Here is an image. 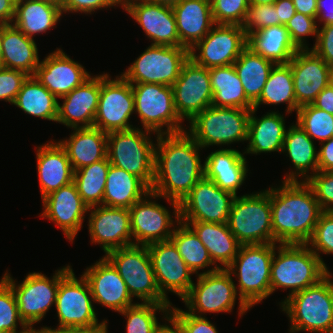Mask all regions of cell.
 I'll return each mask as SVG.
<instances>
[{"mask_svg":"<svg viewBox=\"0 0 333 333\" xmlns=\"http://www.w3.org/2000/svg\"><path fill=\"white\" fill-rule=\"evenodd\" d=\"M233 65L246 97L254 104L260 98L275 63L246 47Z\"/></svg>","mask_w":333,"mask_h":333,"instance_id":"40","label":"cell"},{"mask_svg":"<svg viewBox=\"0 0 333 333\" xmlns=\"http://www.w3.org/2000/svg\"><path fill=\"white\" fill-rule=\"evenodd\" d=\"M122 8L138 22L152 45L184 47L180 43L172 7L144 0H123Z\"/></svg>","mask_w":333,"mask_h":333,"instance_id":"20","label":"cell"},{"mask_svg":"<svg viewBox=\"0 0 333 333\" xmlns=\"http://www.w3.org/2000/svg\"><path fill=\"white\" fill-rule=\"evenodd\" d=\"M107 320H103L101 323L89 325V326H79V327H68L61 331L63 333H108Z\"/></svg>","mask_w":333,"mask_h":333,"instance_id":"62","label":"cell"},{"mask_svg":"<svg viewBox=\"0 0 333 333\" xmlns=\"http://www.w3.org/2000/svg\"><path fill=\"white\" fill-rule=\"evenodd\" d=\"M197 235L209 252L215 265L226 269L237 256L241 244L231 233L227 223L183 222ZM220 263L218 266L215 263Z\"/></svg>","mask_w":333,"mask_h":333,"instance_id":"34","label":"cell"},{"mask_svg":"<svg viewBox=\"0 0 333 333\" xmlns=\"http://www.w3.org/2000/svg\"><path fill=\"white\" fill-rule=\"evenodd\" d=\"M93 209V210H92ZM88 230L92 243L108 252L134 244L128 208L94 206L89 208Z\"/></svg>","mask_w":333,"mask_h":333,"instance_id":"21","label":"cell"},{"mask_svg":"<svg viewBox=\"0 0 333 333\" xmlns=\"http://www.w3.org/2000/svg\"><path fill=\"white\" fill-rule=\"evenodd\" d=\"M329 273L319 283L296 292L281 302L288 315L290 332H333V281Z\"/></svg>","mask_w":333,"mask_h":333,"instance_id":"5","label":"cell"},{"mask_svg":"<svg viewBox=\"0 0 333 333\" xmlns=\"http://www.w3.org/2000/svg\"><path fill=\"white\" fill-rule=\"evenodd\" d=\"M87 280L94 302L118 313L135 305L117 269L104 256L82 274Z\"/></svg>","mask_w":333,"mask_h":333,"instance_id":"24","label":"cell"},{"mask_svg":"<svg viewBox=\"0 0 333 333\" xmlns=\"http://www.w3.org/2000/svg\"><path fill=\"white\" fill-rule=\"evenodd\" d=\"M277 249L278 252L274 249L271 262V294L279 288H290V296L316 285L329 274L307 244H279Z\"/></svg>","mask_w":333,"mask_h":333,"instance_id":"4","label":"cell"},{"mask_svg":"<svg viewBox=\"0 0 333 333\" xmlns=\"http://www.w3.org/2000/svg\"><path fill=\"white\" fill-rule=\"evenodd\" d=\"M251 110L209 106L189 123L187 131L203 149L213 145H228L247 141Z\"/></svg>","mask_w":333,"mask_h":333,"instance_id":"8","label":"cell"},{"mask_svg":"<svg viewBox=\"0 0 333 333\" xmlns=\"http://www.w3.org/2000/svg\"><path fill=\"white\" fill-rule=\"evenodd\" d=\"M210 1L215 24H243L250 5L249 0Z\"/></svg>","mask_w":333,"mask_h":333,"instance_id":"49","label":"cell"},{"mask_svg":"<svg viewBox=\"0 0 333 333\" xmlns=\"http://www.w3.org/2000/svg\"><path fill=\"white\" fill-rule=\"evenodd\" d=\"M290 64L294 93L299 107L312 104L317 95L331 83L329 65L312 50H298Z\"/></svg>","mask_w":333,"mask_h":333,"instance_id":"23","label":"cell"},{"mask_svg":"<svg viewBox=\"0 0 333 333\" xmlns=\"http://www.w3.org/2000/svg\"><path fill=\"white\" fill-rule=\"evenodd\" d=\"M205 177L219 188L237 196V190L246 180L248 166L244 155L236 149L211 152L204 162Z\"/></svg>","mask_w":333,"mask_h":333,"instance_id":"31","label":"cell"},{"mask_svg":"<svg viewBox=\"0 0 333 333\" xmlns=\"http://www.w3.org/2000/svg\"><path fill=\"white\" fill-rule=\"evenodd\" d=\"M172 9L180 43L189 50L215 25L210 0H181Z\"/></svg>","mask_w":333,"mask_h":333,"instance_id":"30","label":"cell"},{"mask_svg":"<svg viewBox=\"0 0 333 333\" xmlns=\"http://www.w3.org/2000/svg\"><path fill=\"white\" fill-rule=\"evenodd\" d=\"M92 302L93 296L83 275L77 279L69 265L60 269V283L55 301L59 326L54 329L98 324Z\"/></svg>","mask_w":333,"mask_h":333,"instance_id":"12","label":"cell"},{"mask_svg":"<svg viewBox=\"0 0 333 333\" xmlns=\"http://www.w3.org/2000/svg\"><path fill=\"white\" fill-rule=\"evenodd\" d=\"M296 123L312 140H320L319 143L333 137V115L315 107L313 104L298 108Z\"/></svg>","mask_w":333,"mask_h":333,"instance_id":"46","label":"cell"},{"mask_svg":"<svg viewBox=\"0 0 333 333\" xmlns=\"http://www.w3.org/2000/svg\"><path fill=\"white\" fill-rule=\"evenodd\" d=\"M101 92V75L89 77L80 86L60 97L58 123L70 128L93 127ZM81 124V125H80ZM80 125V126H79Z\"/></svg>","mask_w":333,"mask_h":333,"instance_id":"27","label":"cell"},{"mask_svg":"<svg viewBox=\"0 0 333 333\" xmlns=\"http://www.w3.org/2000/svg\"><path fill=\"white\" fill-rule=\"evenodd\" d=\"M2 279L12 288L19 315L30 329L44 318L53 304L55 305L60 283L59 269L55 271L52 279L41 272L29 273L18 286L8 272H5Z\"/></svg>","mask_w":333,"mask_h":333,"instance_id":"14","label":"cell"},{"mask_svg":"<svg viewBox=\"0 0 333 333\" xmlns=\"http://www.w3.org/2000/svg\"><path fill=\"white\" fill-rule=\"evenodd\" d=\"M151 131L134 128L107 133L110 164L142 179L150 188L154 180L155 144Z\"/></svg>","mask_w":333,"mask_h":333,"instance_id":"7","label":"cell"},{"mask_svg":"<svg viewBox=\"0 0 333 333\" xmlns=\"http://www.w3.org/2000/svg\"><path fill=\"white\" fill-rule=\"evenodd\" d=\"M315 107L333 115V84H328L312 103Z\"/></svg>","mask_w":333,"mask_h":333,"instance_id":"59","label":"cell"},{"mask_svg":"<svg viewBox=\"0 0 333 333\" xmlns=\"http://www.w3.org/2000/svg\"><path fill=\"white\" fill-rule=\"evenodd\" d=\"M316 22V18L296 12L286 24L290 39L298 50L310 49L304 39L310 35L317 37Z\"/></svg>","mask_w":333,"mask_h":333,"instance_id":"51","label":"cell"},{"mask_svg":"<svg viewBox=\"0 0 333 333\" xmlns=\"http://www.w3.org/2000/svg\"><path fill=\"white\" fill-rule=\"evenodd\" d=\"M105 257L117 269L128 291L143 303L171 304L160 293L145 245H130L112 250Z\"/></svg>","mask_w":333,"mask_h":333,"instance_id":"9","label":"cell"},{"mask_svg":"<svg viewBox=\"0 0 333 333\" xmlns=\"http://www.w3.org/2000/svg\"><path fill=\"white\" fill-rule=\"evenodd\" d=\"M279 105L286 103V112L297 113L294 93V81L290 64H275L269 74L260 98L253 104L258 109L260 104Z\"/></svg>","mask_w":333,"mask_h":333,"instance_id":"42","label":"cell"},{"mask_svg":"<svg viewBox=\"0 0 333 333\" xmlns=\"http://www.w3.org/2000/svg\"><path fill=\"white\" fill-rule=\"evenodd\" d=\"M155 147L154 180L151 187L153 198L162 197L171 202L175 222L180 221L179 203L205 176L201 164V147L185 130L172 134L157 135Z\"/></svg>","mask_w":333,"mask_h":333,"instance_id":"1","label":"cell"},{"mask_svg":"<svg viewBox=\"0 0 333 333\" xmlns=\"http://www.w3.org/2000/svg\"><path fill=\"white\" fill-rule=\"evenodd\" d=\"M256 111L257 109L252 108L250 112L247 132L249 143L243 154L282 152L287 132L283 115L271 111L256 118Z\"/></svg>","mask_w":333,"mask_h":333,"instance_id":"32","label":"cell"},{"mask_svg":"<svg viewBox=\"0 0 333 333\" xmlns=\"http://www.w3.org/2000/svg\"><path fill=\"white\" fill-rule=\"evenodd\" d=\"M278 243L241 245L226 268L238 278L239 316L271 295V262Z\"/></svg>","mask_w":333,"mask_h":333,"instance_id":"3","label":"cell"},{"mask_svg":"<svg viewBox=\"0 0 333 333\" xmlns=\"http://www.w3.org/2000/svg\"><path fill=\"white\" fill-rule=\"evenodd\" d=\"M282 152H286L296 171H290L284 181H298L301 177L304 182L318 171V151L314 141L296 123L289 127L283 142ZM311 169L310 175L308 171ZM308 173V174H307Z\"/></svg>","mask_w":333,"mask_h":333,"instance_id":"36","label":"cell"},{"mask_svg":"<svg viewBox=\"0 0 333 333\" xmlns=\"http://www.w3.org/2000/svg\"><path fill=\"white\" fill-rule=\"evenodd\" d=\"M90 76L81 64L59 48L40 62L34 75L58 99L80 86Z\"/></svg>","mask_w":333,"mask_h":333,"instance_id":"26","label":"cell"},{"mask_svg":"<svg viewBox=\"0 0 333 333\" xmlns=\"http://www.w3.org/2000/svg\"><path fill=\"white\" fill-rule=\"evenodd\" d=\"M270 187L274 243L307 244L323 212L312 188L304 181H283Z\"/></svg>","mask_w":333,"mask_h":333,"instance_id":"2","label":"cell"},{"mask_svg":"<svg viewBox=\"0 0 333 333\" xmlns=\"http://www.w3.org/2000/svg\"><path fill=\"white\" fill-rule=\"evenodd\" d=\"M58 103L44 85L34 76H28L13 104L29 115L56 122Z\"/></svg>","mask_w":333,"mask_h":333,"instance_id":"41","label":"cell"},{"mask_svg":"<svg viewBox=\"0 0 333 333\" xmlns=\"http://www.w3.org/2000/svg\"><path fill=\"white\" fill-rule=\"evenodd\" d=\"M135 112L132 85L121 75L111 80L101 75V92L93 127L105 133L134 129L129 118Z\"/></svg>","mask_w":333,"mask_h":333,"instance_id":"15","label":"cell"},{"mask_svg":"<svg viewBox=\"0 0 333 333\" xmlns=\"http://www.w3.org/2000/svg\"><path fill=\"white\" fill-rule=\"evenodd\" d=\"M306 183L312 188L322 211L333 212V171H317Z\"/></svg>","mask_w":333,"mask_h":333,"instance_id":"52","label":"cell"},{"mask_svg":"<svg viewBox=\"0 0 333 333\" xmlns=\"http://www.w3.org/2000/svg\"><path fill=\"white\" fill-rule=\"evenodd\" d=\"M62 8L41 0H16L15 20L12 23L24 35L46 32L56 26L62 16Z\"/></svg>","mask_w":333,"mask_h":333,"instance_id":"37","label":"cell"},{"mask_svg":"<svg viewBox=\"0 0 333 333\" xmlns=\"http://www.w3.org/2000/svg\"><path fill=\"white\" fill-rule=\"evenodd\" d=\"M144 1L173 7L181 0H144Z\"/></svg>","mask_w":333,"mask_h":333,"instance_id":"65","label":"cell"},{"mask_svg":"<svg viewBox=\"0 0 333 333\" xmlns=\"http://www.w3.org/2000/svg\"><path fill=\"white\" fill-rule=\"evenodd\" d=\"M1 67L21 70L34 76L40 64L33 38L24 35L13 24L0 25Z\"/></svg>","mask_w":333,"mask_h":333,"instance_id":"28","label":"cell"},{"mask_svg":"<svg viewBox=\"0 0 333 333\" xmlns=\"http://www.w3.org/2000/svg\"><path fill=\"white\" fill-rule=\"evenodd\" d=\"M171 304L136 303L126 308L121 314L127 319L126 333H155L161 326L156 318V311L164 313V319L169 317Z\"/></svg>","mask_w":333,"mask_h":333,"instance_id":"45","label":"cell"},{"mask_svg":"<svg viewBox=\"0 0 333 333\" xmlns=\"http://www.w3.org/2000/svg\"><path fill=\"white\" fill-rule=\"evenodd\" d=\"M131 85L135 112L145 130L153 131L156 135L185 131L174 106L171 86L150 83ZM164 126L167 127L166 131L162 129Z\"/></svg>","mask_w":333,"mask_h":333,"instance_id":"11","label":"cell"},{"mask_svg":"<svg viewBox=\"0 0 333 333\" xmlns=\"http://www.w3.org/2000/svg\"><path fill=\"white\" fill-rule=\"evenodd\" d=\"M110 166L108 157L74 171L73 183L89 207L103 205V196Z\"/></svg>","mask_w":333,"mask_h":333,"instance_id":"43","label":"cell"},{"mask_svg":"<svg viewBox=\"0 0 333 333\" xmlns=\"http://www.w3.org/2000/svg\"><path fill=\"white\" fill-rule=\"evenodd\" d=\"M316 42L311 50L328 65L333 63V24L318 28Z\"/></svg>","mask_w":333,"mask_h":333,"instance_id":"56","label":"cell"},{"mask_svg":"<svg viewBox=\"0 0 333 333\" xmlns=\"http://www.w3.org/2000/svg\"><path fill=\"white\" fill-rule=\"evenodd\" d=\"M307 245H311L310 249L321 259L324 267L330 273L320 254H333V212L323 211L320 214L314 233Z\"/></svg>","mask_w":333,"mask_h":333,"instance_id":"48","label":"cell"},{"mask_svg":"<svg viewBox=\"0 0 333 333\" xmlns=\"http://www.w3.org/2000/svg\"><path fill=\"white\" fill-rule=\"evenodd\" d=\"M276 0H249V4H274Z\"/></svg>","mask_w":333,"mask_h":333,"instance_id":"67","label":"cell"},{"mask_svg":"<svg viewBox=\"0 0 333 333\" xmlns=\"http://www.w3.org/2000/svg\"><path fill=\"white\" fill-rule=\"evenodd\" d=\"M151 192L139 177L110 164L105 184L103 206L130 208Z\"/></svg>","mask_w":333,"mask_h":333,"instance_id":"35","label":"cell"},{"mask_svg":"<svg viewBox=\"0 0 333 333\" xmlns=\"http://www.w3.org/2000/svg\"><path fill=\"white\" fill-rule=\"evenodd\" d=\"M189 54L186 47L151 44L121 76L131 84L172 86Z\"/></svg>","mask_w":333,"mask_h":333,"instance_id":"10","label":"cell"},{"mask_svg":"<svg viewBox=\"0 0 333 333\" xmlns=\"http://www.w3.org/2000/svg\"><path fill=\"white\" fill-rule=\"evenodd\" d=\"M227 225L241 245L274 243L270 189L235 196Z\"/></svg>","mask_w":333,"mask_h":333,"instance_id":"6","label":"cell"},{"mask_svg":"<svg viewBox=\"0 0 333 333\" xmlns=\"http://www.w3.org/2000/svg\"><path fill=\"white\" fill-rule=\"evenodd\" d=\"M171 87L174 106L181 120L186 118L190 122L211 106L213 91L209 69L196 64L191 58L184 63L179 77Z\"/></svg>","mask_w":333,"mask_h":333,"instance_id":"18","label":"cell"},{"mask_svg":"<svg viewBox=\"0 0 333 333\" xmlns=\"http://www.w3.org/2000/svg\"><path fill=\"white\" fill-rule=\"evenodd\" d=\"M147 249L161 295L168 300L167 293L171 291L183 299L193 284V272L177 247L171 240H167L151 243Z\"/></svg>","mask_w":333,"mask_h":333,"instance_id":"19","label":"cell"},{"mask_svg":"<svg viewBox=\"0 0 333 333\" xmlns=\"http://www.w3.org/2000/svg\"><path fill=\"white\" fill-rule=\"evenodd\" d=\"M316 19L323 22V26L333 24V0H317Z\"/></svg>","mask_w":333,"mask_h":333,"instance_id":"60","label":"cell"},{"mask_svg":"<svg viewBox=\"0 0 333 333\" xmlns=\"http://www.w3.org/2000/svg\"><path fill=\"white\" fill-rule=\"evenodd\" d=\"M247 47L241 25L215 24L190 50L189 58L207 69L233 64ZM199 51L198 54H196Z\"/></svg>","mask_w":333,"mask_h":333,"instance_id":"17","label":"cell"},{"mask_svg":"<svg viewBox=\"0 0 333 333\" xmlns=\"http://www.w3.org/2000/svg\"><path fill=\"white\" fill-rule=\"evenodd\" d=\"M41 1H46V2H49V3H52V4H56L58 6L61 7L62 3H63V0H41Z\"/></svg>","mask_w":333,"mask_h":333,"instance_id":"68","label":"cell"},{"mask_svg":"<svg viewBox=\"0 0 333 333\" xmlns=\"http://www.w3.org/2000/svg\"><path fill=\"white\" fill-rule=\"evenodd\" d=\"M274 25H277L274 4H250L241 26L248 37L251 33Z\"/></svg>","mask_w":333,"mask_h":333,"instance_id":"50","label":"cell"},{"mask_svg":"<svg viewBox=\"0 0 333 333\" xmlns=\"http://www.w3.org/2000/svg\"><path fill=\"white\" fill-rule=\"evenodd\" d=\"M330 70V81L333 84V63L329 65Z\"/></svg>","mask_w":333,"mask_h":333,"instance_id":"69","label":"cell"},{"mask_svg":"<svg viewBox=\"0 0 333 333\" xmlns=\"http://www.w3.org/2000/svg\"><path fill=\"white\" fill-rule=\"evenodd\" d=\"M123 0H63L61 5L62 12H81L85 14H92V12L98 9H105L111 6H117L121 4Z\"/></svg>","mask_w":333,"mask_h":333,"instance_id":"55","label":"cell"},{"mask_svg":"<svg viewBox=\"0 0 333 333\" xmlns=\"http://www.w3.org/2000/svg\"><path fill=\"white\" fill-rule=\"evenodd\" d=\"M212 106L251 110L253 103L246 97L234 65L209 68Z\"/></svg>","mask_w":333,"mask_h":333,"instance_id":"39","label":"cell"},{"mask_svg":"<svg viewBox=\"0 0 333 333\" xmlns=\"http://www.w3.org/2000/svg\"><path fill=\"white\" fill-rule=\"evenodd\" d=\"M176 225L170 240L177 247L178 252L187 264L188 268L199 275L198 270L210 267L214 263L204 244L197 237L196 233L185 223L179 221Z\"/></svg>","mask_w":333,"mask_h":333,"instance_id":"44","label":"cell"},{"mask_svg":"<svg viewBox=\"0 0 333 333\" xmlns=\"http://www.w3.org/2000/svg\"><path fill=\"white\" fill-rule=\"evenodd\" d=\"M277 12V25H285L295 15L296 9L292 0H276L274 3Z\"/></svg>","mask_w":333,"mask_h":333,"instance_id":"58","label":"cell"},{"mask_svg":"<svg viewBox=\"0 0 333 333\" xmlns=\"http://www.w3.org/2000/svg\"><path fill=\"white\" fill-rule=\"evenodd\" d=\"M231 276L226 269L219 267L200 273L197 284L193 283L182 299L188 308L186 311L201 317L206 312H232L238 294Z\"/></svg>","mask_w":333,"mask_h":333,"instance_id":"13","label":"cell"},{"mask_svg":"<svg viewBox=\"0 0 333 333\" xmlns=\"http://www.w3.org/2000/svg\"><path fill=\"white\" fill-rule=\"evenodd\" d=\"M36 158L42 198L73 182L74 170L59 142L38 146Z\"/></svg>","mask_w":333,"mask_h":333,"instance_id":"29","label":"cell"},{"mask_svg":"<svg viewBox=\"0 0 333 333\" xmlns=\"http://www.w3.org/2000/svg\"><path fill=\"white\" fill-rule=\"evenodd\" d=\"M168 321V323H170L171 325H161L156 331L155 333H182L180 327L177 325V323L170 317H168L166 319Z\"/></svg>","mask_w":333,"mask_h":333,"instance_id":"64","label":"cell"},{"mask_svg":"<svg viewBox=\"0 0 333 333\" xmlns=\"http://www.w3.org/2000/svg\"><path fill=\"white\" fill-rule=\"evenodd\" d=\"M234 198L204 176L179 203L180 221L227 223Z\"/></svg>","mask_w":333,"mask_h":333,"instance_id":"16","label":"cell"},{"mask_svg":"<svg viewBox=\"0 0 333 333\" xmlns=\"http://www.w3.org/2000/svg\"><path fill=\"white\" fill-rule=\"evenodd\" d=\"M44 210L42 218L54 221L64 232L69 241L73 242L81 230L85 213L89 207L79 195L75 184L61 187L42 198Z\"/></svg>","mask_w":333,"mask_h":333,"instance_id":"25","label":"cell"},{"mask_svg":"<svg viewBox=\"0 0 333 333\" xmlns=\"http://www.w3.org/2000/svg\"><path fill=\"white\" fill-rule=\"evenodd\" d=\"M15 8L16 0H0V25L13 23Z\"/></svg>","mask_w":333,"mask_h":333,"instance_id":"61","label":"cell"},{"mask_svg":"<svg viewBox=\"0 0 333 333\" xmlns=\"http://www.w3.org/2000/svg\"><path fill=\"white\" fill-rule=\"evenodd\" d=\"M31 333H63L59 329H52V327H42L40 330L34 329V327L31 328Z\"/></svg>","mask_w":333,"mask_h":333,"instance_id":"66","label":"cell"},{"mask_svg":"<svg viewBox=\"0 0 333 333\" xmlns=\"http://www.w3.org/2000/svg\"><path fill=\"white\" fill-rule=\"evenodd\" d=\"M169 317L180 327L182 333H218L206 317L196 316L182 309L170 307Z\"/></svg>","mask_w":333,"mask_h":333,"instance_id":"53","label":"cell"},{"mask_svg":"<svg viewBox=\"0 0 333 333\" xmlns=\"http://www.w3.org/2000/svg\"><path fill=\"white\" fill-rule=\"evenodd\" d=\"M318 150V171H333V137L320 143Z\"/></svg>","mask_w":333,"mask_h":333,"instance_id":"57","label":"cell"},{"mask_svg":"<svg viewBox=\"0 0 333 333\" xmlns=\"http://www.w3.org/2000/svg\"><path fill=\"white\" fill-rule=\"evenodd\" d=\"M19 321V322H18ZM21 331H17L18 323ZM30 328L23 322L19 315L17 301L12 288L0 280V333H26Z\"/></svg>","mask_w":333,"mask_h":333,"instance_id":"47","label":"cell"},{"mask_svg":"<svg viewBox=\"0 0 333 333\" xmlns=\"http://www.w3.org/2000/svg\"><path fill=\"white\" fill-rule=\"evenodd\" d=\"M73 130L69 139L58 142L64 148L74 171L107 158V133L96 127Z\"/></svg>","mask_w":333,"mask_h":333,"instance_id":"33","label":"cell"},{"mask_svg":"<svg viewBox=\"0 0 333 333\" xmlns=\"http://www.w3.org/2000/svg\"><path fill=\"white\" fill-rule=\"evenodd\" d=\"M296 12L316 18L317 0H292Z\"/></svg>","mask_w":333,"mask_h":333,"instance_id":"63","label":"cell"},{"mask_svg":"<svg viewBox=\"0 0 333 333\" xmlns=\"http://www.w3.org/2000/svg\"><path fill=\"white\" fill-rule=\"evenodd\" d=\"M153 192L137 201L129 208L131 234L134 245H149L154 242L170 240L173 234V217L169 210L156 201H150ZM134 237V238H133Z\"/></svg>","mask_w":333,"mask_h":333,"instance_id":"22","label":"cell"},{"mask_svg":"<svg viewBox=\"0 0 333 333\" xmlns=\"http://www.w3.org/2000/svg\"><path fill=\"white\" fill-rule=\"evenodd\" d=\"M247 47L275 64H287L298 51L285 25H274L247 37Z\"/></svg>","mask_w":333,"mask_h":333,"instance_id":"38","label":"cell"},{"mask_svg":"<svg viewBox=\"0 0 333 333\" xmlns=\"http://www.w3.org/2000/svg\"><path fill=\"white\" fill-rule=\"evenodd\" d=\"M28 76L21 70L0 67V100L13 104Z\"/></svg>","mask_w":333,"mask_h":333,"instance_id":"54","label":"cell"}]
</instances>
